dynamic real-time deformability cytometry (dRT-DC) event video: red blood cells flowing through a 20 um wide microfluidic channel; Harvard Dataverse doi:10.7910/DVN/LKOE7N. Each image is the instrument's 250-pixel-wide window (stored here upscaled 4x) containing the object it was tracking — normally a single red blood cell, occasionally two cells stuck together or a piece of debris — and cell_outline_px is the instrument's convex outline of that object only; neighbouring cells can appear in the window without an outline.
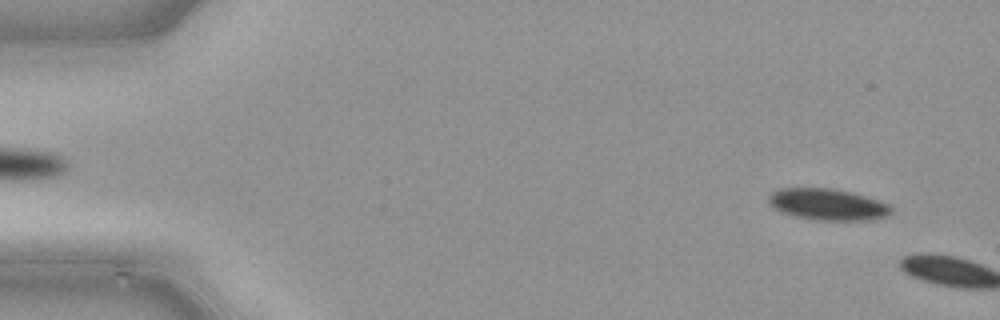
{"species": "common noctule bat (a hibernating species)", "species_latin": "Nyctalus noctula", "temperature_condition": "cold", "stored_images_in_passage": 4, "camera_frame_rate_fps": 3000, "um_per_image_px": 0.085, "animal": {"sex": "male", "body_mass_g": 21.5, "forearm_length_mm": 52.0}, "frame": {"image": 1, "passage_image": 3, "time_ms": 0.667, "image_size_px": [1000, 320], "cell_outline_px": [[892, 212], [884, 216], [860, 220], [820, 220], [792, 216], [780, 212], [772, 208], [768, 204], [768, 196], [776, 188], [832, 188], [880, 200], [888, 204], [892, 208]], "centroid_in_image_um": [70.25, 17.37], "position_along_channel_um": 14.7, "area_um2": 22.43}}